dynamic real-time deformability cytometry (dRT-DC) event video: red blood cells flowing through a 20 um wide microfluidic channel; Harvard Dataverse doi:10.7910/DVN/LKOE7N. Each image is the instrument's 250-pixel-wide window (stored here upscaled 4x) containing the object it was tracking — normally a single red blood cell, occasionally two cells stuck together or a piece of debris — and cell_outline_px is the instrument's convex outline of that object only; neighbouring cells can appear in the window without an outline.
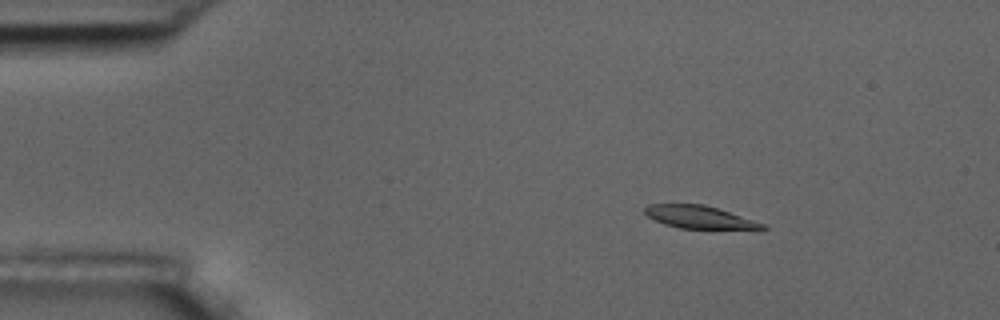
{"species": "common noctule bat (a hibernating species)", "species_latin": "Nyctalus noctula", "temperature_condition": "room temperature", "stored_images_in_passage": 5, "camera_frame_rate_fps": 3000, "um_per_image_px": 0.085, "animal": {"sex": "male", "body_mass_g": 17.5, "forearm_length_mm": 52.3}, "frame": {"image": 1, "passage_image": 3, "time_ms": 2.333, "image_size_px": [1000, 320], "cell_outline_px": [[768, 228], [680, 228], [664, 224], [648, 216], [644, 212], [644, 208], [648, 204], [704, 204], [764, 224]], "centroid_in_image_um": [59.33, 18.43], "position_along_channel_um": 25.7, "area_um2": 14.91}}